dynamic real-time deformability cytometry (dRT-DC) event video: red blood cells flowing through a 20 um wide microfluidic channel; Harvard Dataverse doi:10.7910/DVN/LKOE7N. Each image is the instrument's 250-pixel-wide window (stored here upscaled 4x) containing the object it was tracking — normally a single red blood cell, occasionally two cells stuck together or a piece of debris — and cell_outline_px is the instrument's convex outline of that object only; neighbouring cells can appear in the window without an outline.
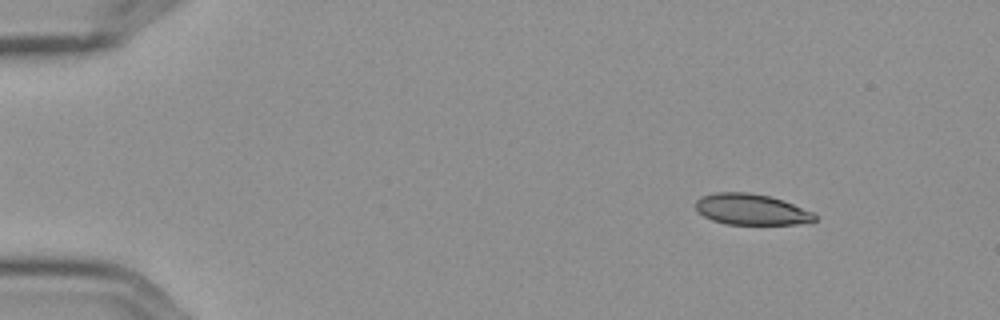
{"species": "Egyptian fruit bat (a non-hibernating species)", "species_latin": "Rousettus aegyptiacus", "temperature_condition": "cold", "stored_images_in_passage": 5, "camera_frame_rate_fps": 3000, "um_per_image_px": 0.085, "frame": {"image": 1, "passage_image": 1, "time_ms": 0.0, "image_size_px": [1000, 320], "cell_outline_px": [[816, 220], [800, 224], [724, 224], [712, 220], [696, 212], [696, 200], [700, 196], [716, 192], [748, 192], [768, 196], [784, 200], [812, 212], [816, 216]], "centroid_in_image_um": [63.82, 17.8], "position_along_channel_um": 21.2, "area_um2": 21.56}}
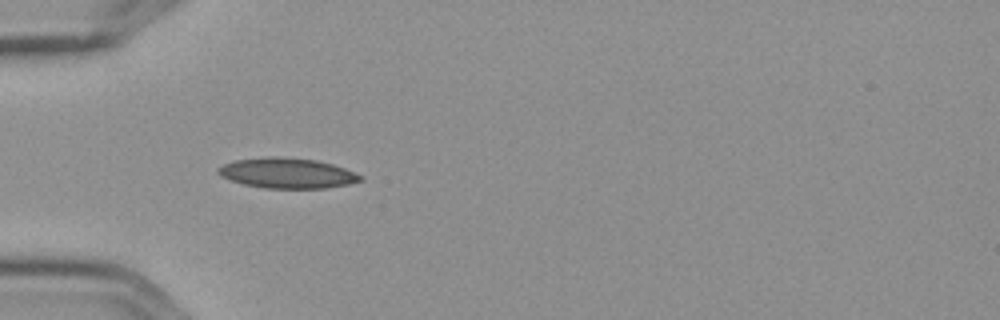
{"frame": {"image": 2, "passage_image": 4, "time_ms": 1.0, "image_size_px": [1000, 320], "cell_outline_px": [[364, 180], [348, 184], [324, 188], [264, 188], [244, 184], [220, 176], [216, 172], [216, 168], [224, 164], [236, 160], [268, 156], [276, 156], [316, 160], [332, 164], [344, 168], [364, 176]], "centroid_in_image_um": [24.41, 14.71], "position_along_channel_um": 60.6, "area_um2": 25.09}}
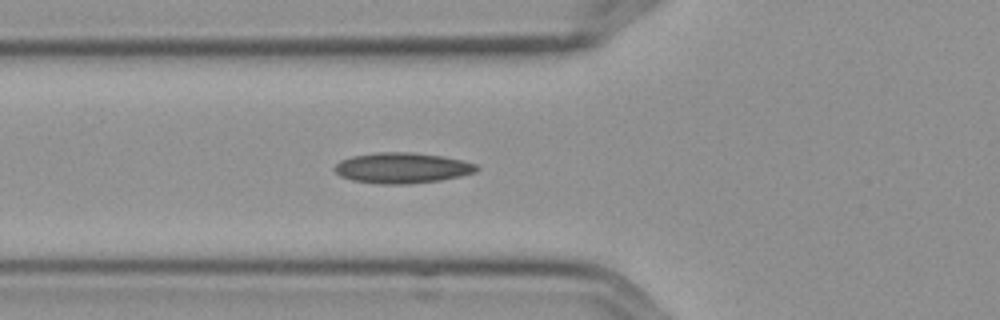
{"frame": {"image": 3, "passage_image": 5, "time_ms": 1.333, "image_size_px": [1000, 320], "cell_outline_px": [[480, 168], [476, 172], [460, 176], [440, 180], [408, 184], [376, 184], [352, 180], [340, 176], [332, 168], [340, 160], [352, 156], [376, 152], [412, 152], [440, 156], [460, 160], [476, 164]], "centroid_in_image_um": [34.14, 14.28], "position_along_channel_um": 91.7, "area_um2": 25.37}}